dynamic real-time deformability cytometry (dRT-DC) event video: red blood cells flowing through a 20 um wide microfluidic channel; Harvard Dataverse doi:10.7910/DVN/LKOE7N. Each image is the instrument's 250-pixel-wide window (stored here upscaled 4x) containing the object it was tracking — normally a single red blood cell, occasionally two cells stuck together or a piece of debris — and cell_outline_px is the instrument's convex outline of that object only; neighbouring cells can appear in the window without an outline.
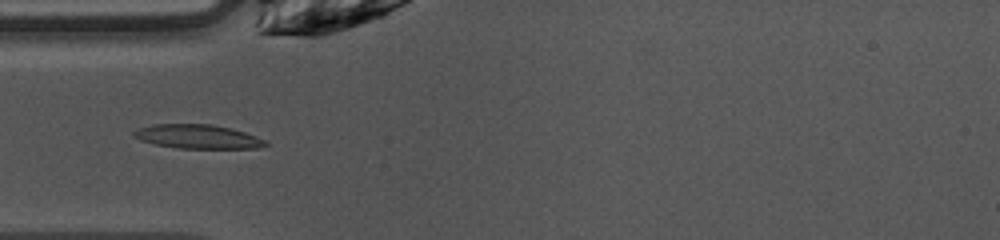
{"species": "common noctule bat (a hibernating species)", "species_latin": "Nyctalus noctula", "temperature_condition": "warm", "stored_images_in_passage": 47, "camera_frame_rate_fps": 3000, "um_per_image_px": 0.085, "animal": {"sex": "female", "body_mass_g": 10.0, "forearm_length_mm": 53.1}, "frame": {"image": 1, "passage_image": 13, "time_ms": 4.0, "image_size_px": [1000, 240], "cell_outline_px": [[268, 144], [256, 148], [180, 148], [156, 144], [140, 140], [132, 136], [132, 132], [136, 128], [152, 124], [212, 124], [232, 128], [268, 140]], "centroid_in_image_um": [16.79, 11.6], "position_along_channel_um": 68.2, "area_um2": 18.5}}
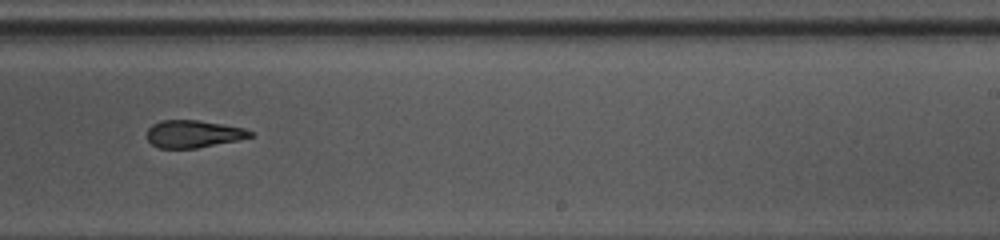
{"frame": {"image": 2, "passage_image": 28, "time_ms": 9.0, "image_size_px": [1000, 240], "cell_outline_px": [[252, 136], [236, 140], [196, 148], [160, 148], [152, 144], [148, 140], [148, 128], [152, 124], [160, 120], [196, 120], [244, 128], [252, 132]], "centroid_in_image_um": [16.39, 11.38], "position_along_channel_um": 272.6, "area_um2": 16.18}}
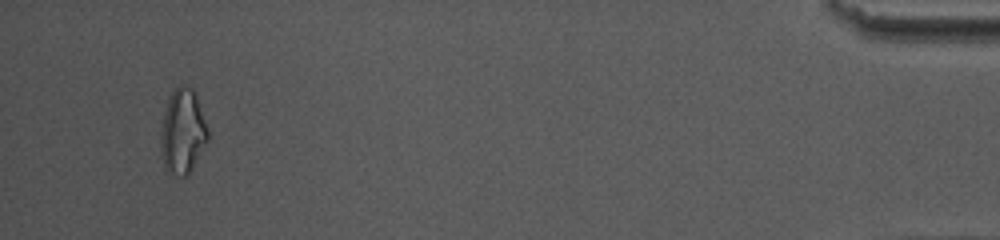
{"frame": {"image": 3, "passage_image": 45, "time_ms": 14.667, "image_size_px": [1000, 240], "cell_outline_px": [[208, 140], [188, 172], [184, 176], [172, 176], [168, 172], [164, 164], [160, 148], [160, 136], [164, 112], [168, 96], [172, 88], [180, 84], [184, 84], [192, 88], [196, 92], [208, 128]], "centroid_in_image_um": [15.51, 11.1], "position_along_channel_um": 419.7, "area_um2": 23.47}}